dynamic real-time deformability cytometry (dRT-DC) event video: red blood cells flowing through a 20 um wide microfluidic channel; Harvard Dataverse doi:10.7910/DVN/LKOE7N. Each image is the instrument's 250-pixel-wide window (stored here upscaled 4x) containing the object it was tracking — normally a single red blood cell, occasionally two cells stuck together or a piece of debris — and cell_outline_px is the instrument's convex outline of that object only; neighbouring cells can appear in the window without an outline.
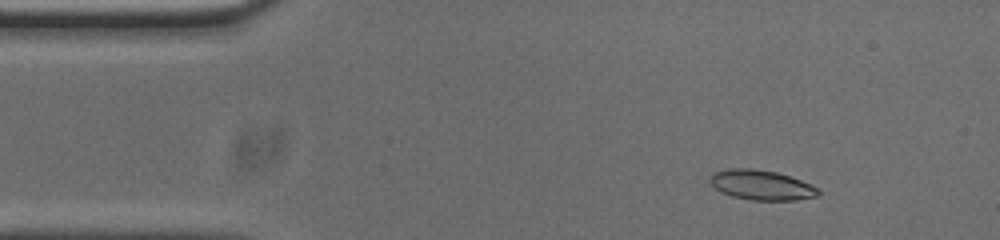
{"species": "common noctule bat (a hibernating species)", "species_latin": "Nyctalus noctula", "temperature_condition": "cold", "stored_images_in_passage": 53, "camera_frame_rate_fps": 3000, "um_per_image_px": 0.085, "animal": {"sex": "male", "body_mass_g": 20.0, "forearm_length_mm": 53.3}, "frame": {"image": 1, "passage_image": 6, "time_ms": 1.667, "image_size_px": [1000, 240], "cell_outline_px": [[820, 192], [816, 196], [796, 200], [752, 200], [732, 196], [720, 192], [708, 180], [708, 176], [712, 172], [732, 168], [752, 168], [776, 172], [812, 184], [820, 188]], "centroid_in_image_um": [64.7, 15.72], "position_along_channel_um": 20.3, "area_um2": 18.96}}
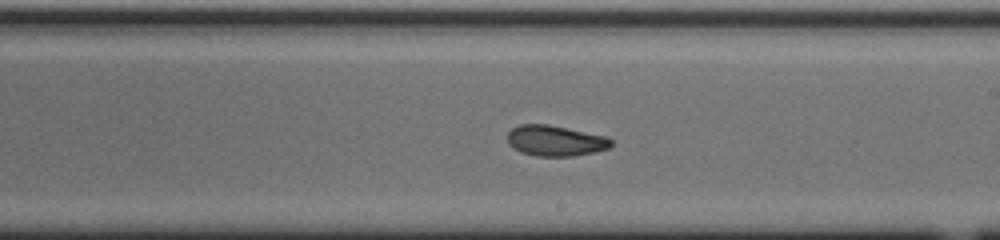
{"frame": {"image": 2, "passage_image": 29, "time_ms": 9.333, "image_size_px": [1000, 240], "cell_outline_px": [[612, 144], [608, 148], [592, 152], [572, 156], [536, 156], [520, 152], [512, 148], [508, 144], [508, 132], [512, 128], [520, 124], [548, 124], [608, 136], [612, 140]], "centroid_in_image_um": [47.18, 11.95], "position_along_channel_um": 241.8, "area_um2": 18.61}}
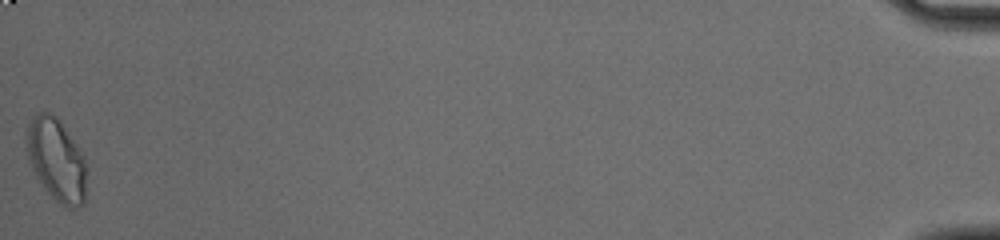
{"frame": {"image": 3, "passage_image": 53, "time_ms": 17.333, "image_size_px": [1000, 240], "cell_outline_px": [[88, 168], [84, 204], [76, 208], [68, 208], [60, 204], [44, 188], [36, 176], [28, 156], [24, 136], [28, 124], [36, 112], [48, 112], [56, 116], [60, 120], [80, 152]], "centroid_in_image_um": [4.8, 13.59], "position_along_channel_um": 430.4, "area_um2": 29.02}, "authors_computed_cell_mechanics": {"area_um2": 18.9584, "velocity_mm_per_s": 3.7427, "shape_relaxation_time_tau1_ms": 6.9139, "shape_relaxation_time_tau2_ms": 2.6867, "deformation_change_tau1": 0.2044, "deformation_change_tau2": 0.0783}}